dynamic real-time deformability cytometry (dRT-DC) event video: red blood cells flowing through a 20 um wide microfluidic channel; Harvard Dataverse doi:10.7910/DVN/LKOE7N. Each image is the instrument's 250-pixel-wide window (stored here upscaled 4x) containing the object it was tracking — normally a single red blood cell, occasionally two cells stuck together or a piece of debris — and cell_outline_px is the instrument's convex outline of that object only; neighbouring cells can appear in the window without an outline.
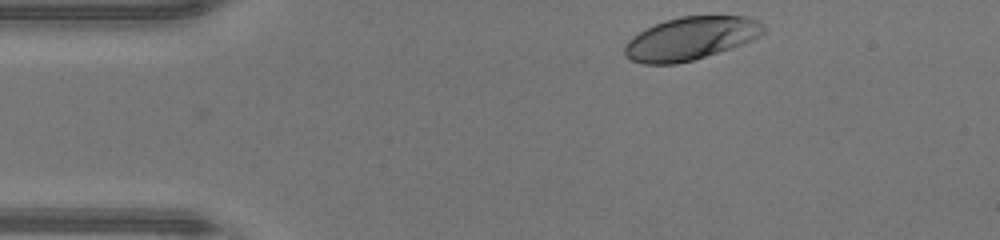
{"species": "human", "species_latin": "Homo sapiens", "temperature_condition": "warm", "stored_images_in_passage": 32, "camera_frame_rate_fps": 3000, "um_per_image_px": 0.085, "donor": {"sex": "male"}, "frame": {"image": 1, "passage_image": 1, "time_ms": 0.0, "image_size_px": [1000, 240], "cell_outline_px": [[768, 28], [760, 36], [752, 40], [732, 48], [692, 60], [676, 64], [644, 64], [632, 60], [624, 56], [624, 44], [632, 36], [664, 20], [680, 16], [748, 16], [764, 24]], "centroid_in_image_um": [58.73, 3.26], "position_along_channel_um": 26.3, "area_um2": 34.91}}
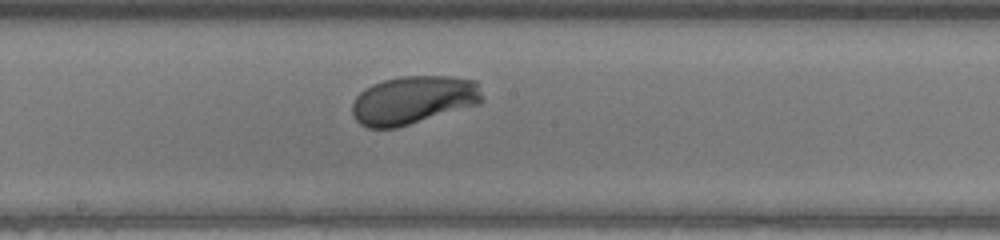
{"frame": {"image": 2, "passage_image": 18, "time_ms": 5.667, "image_size_px": [1000, 240], "cell_outline_px": [[484, 100], [480, 104], [396, 128], [368, 128], [360, 124], [356, 120], [352, 112], [352, 104], [356, 96], [364, 88], [372, 84], [384, 80], [404, 76], [448, 76], [476, 80]], "centroid_in_image_um": [35.13, 8.5], "position_along_channel_um": 213.1, "area_um2": 36.7}}
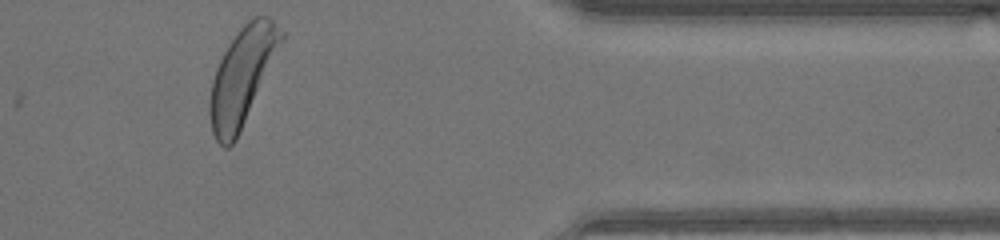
{"frame": {"image": 3, "passage_image": 32, "time_ms": 10.333, "image_size_px": [1000, 240], "cell_outline_px": [[284, 36], [236, 140], [228, 148], [224, 148], [216, 140], [212, 132], [208, 112], [208, 104], [212, 80], [216, 68], [228, 44], [240, 28], [248, 20], [256, 16], [268, 16], [284, 32]], "centroid_in_image_um": [20.53, 6.51], "position_along_channel_um": 390.9, "area_um2": 39.54}, "authors_computed_cell_mechanics": {"area_um2": 36.414, "velocity_mm_per_s": 4.4035, "shape_relaxation_time_tau1_ms": 1.7026, "shape_relaxation_time_tau2_ms": null, "deformation_change_tau1": 0.147, "deformation_change_tau2": null}}